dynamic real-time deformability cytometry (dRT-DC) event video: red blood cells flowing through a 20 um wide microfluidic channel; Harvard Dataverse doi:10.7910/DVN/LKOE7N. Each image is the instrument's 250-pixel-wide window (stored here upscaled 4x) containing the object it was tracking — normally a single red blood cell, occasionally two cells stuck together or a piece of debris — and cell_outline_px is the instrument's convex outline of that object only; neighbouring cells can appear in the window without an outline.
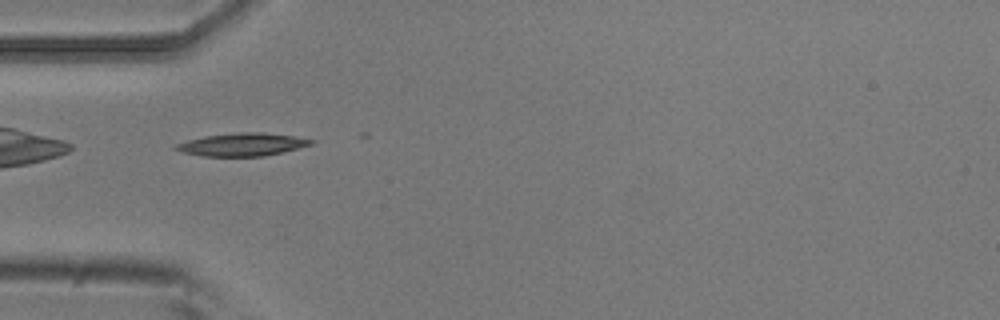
{"species": "common noctule bat (a hibernating species)", "species_latin": "Nyctalus noctula", "temperature_condition": "room temperature", "stored_images_in_passage": 6, "camera_frame_rate_fps": 3000, "um_per_image_px": 0.085, "animal": {"sex": "male", "body_mass_g": 20.5, "forearm_length_mm": 52.5}, "frame": {"image": 1, "passage_image": 4, "time_ms": 1.0, "image_size_px": [1000, 320], "cell_outline_px": [[316, 140], [312, 144], [264, 156], [204, 156], [180, 152], [172, 148], [172, 144], [204, 136], [236, 132], [260, 132], [296, 136]], "centroid_in_image_um": [20.52, 12.27], "position_along_channel_um": 64.5, "area_um2": 18.09}}
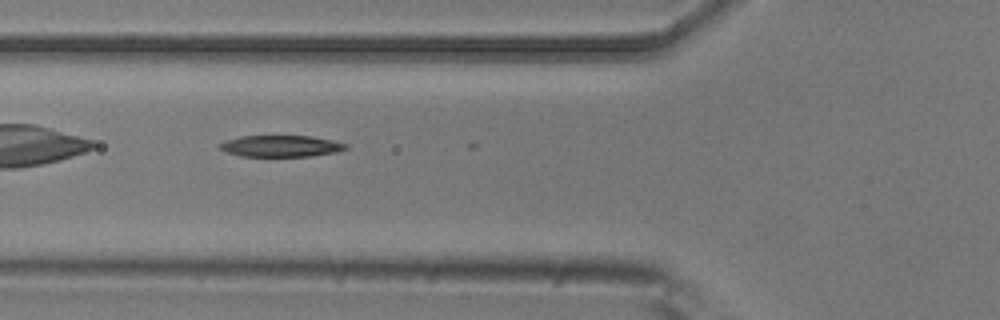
{"frame": {"image": 2, "passage_image": 5, "time_ms": 1.333, "image_size_px": [1000, 320], "cell_outline_px": [[348, 148], [336, 152], [312, 156], [240, 156], [228, 152], [220, 148], [220, 144], [228, 140], [240, 136], [312, 136], [332, 140], [348, 144]], "centroid_in_image_um": [23.94, 12.41], "position_along_channel_um": 101.9, "area_um2": 15.61}}
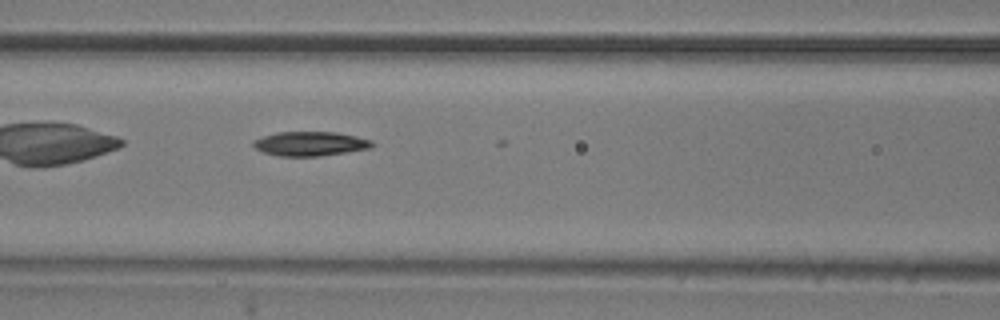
{"frame": {"image": 3, "passage_image": 6, "time_ms": 1.667, "image_size_px": [1000, 320], "cell_outline_px": [[376, 144], [372, 148], [348, 152], [320, 156], [280, 156], [264, 152], [256, 148], [252, 144], [252, 140], [276, 132], [336, 132], [356, 136], [372, 140]], "centroid_in_image_um": [26.41, 12.21], "position_along_channel_um": 140.2, "area_um2": 16.94}}